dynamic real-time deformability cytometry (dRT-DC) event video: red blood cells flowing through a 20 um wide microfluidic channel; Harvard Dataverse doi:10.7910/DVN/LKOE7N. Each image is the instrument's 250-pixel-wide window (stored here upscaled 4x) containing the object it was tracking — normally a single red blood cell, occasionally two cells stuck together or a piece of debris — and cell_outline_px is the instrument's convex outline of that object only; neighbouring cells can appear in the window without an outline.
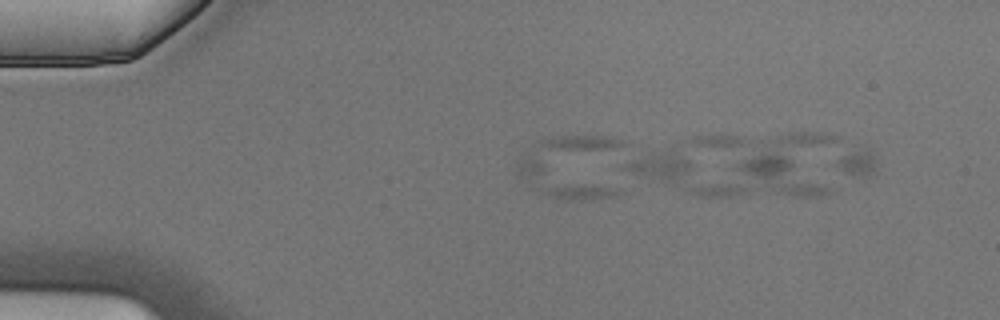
{"species": "Egyptian fruit bat (a non-hibernating species)", "species_latin": "Rousettus aegyptiacus", "temperature_condition": "cold", "stored_images_in_passage": 4, "camera_frame_rate_fps": 3000, "um_per_image_px": 0.085, "animal": {"sex": "male"}, "frame": {"image": 1, "passage_image": 2, "time_ms": 0.333, "image_size_px": [1000, 320], "cell_outline_px": [[628, 192], [620, 196], [592, 200], [564, 200], [548, 196], [540, 192], [516, 176], [516, 160], [520, 156], [536, 156], [620, 188]], "centroid_in_image_um": [47.82, 15.38], "position_along_channel_um": 37.2, "area_um2": 19.77}}